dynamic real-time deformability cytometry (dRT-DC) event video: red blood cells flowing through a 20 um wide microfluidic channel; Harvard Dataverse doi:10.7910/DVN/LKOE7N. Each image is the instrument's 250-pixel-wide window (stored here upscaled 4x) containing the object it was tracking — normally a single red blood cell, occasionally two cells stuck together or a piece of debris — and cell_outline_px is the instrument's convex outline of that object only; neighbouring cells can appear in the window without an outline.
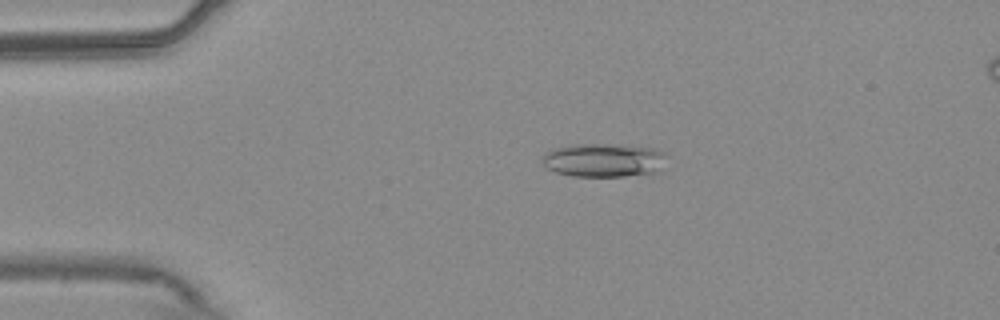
{"species": "common noctule bat (a hibernating species)", "species_latin": "Nyctalus noctula", "temperature_condition": "warm", "stored_images_in_passage": 55, "camera_frame_rate_fps": 3000, "um_per_image_px": 0.085, "animal": {"sex": "male", "body_mass_g": 20.4}, "frame": {"image": 1, "passage_image": 12, "time_ms": 3.667, "image_size_px": [1000, 320], "cell_outline_px": [[668, 156], [656, 172], [624, 176], [572, 176], [556, 172], [544, 168], [540, 160], [540, 156], [552, 148], [572, 144], [628, 144], [652, 148], [664, 152]], "centroid_in_image_um": [51.25, 13.59], "position_along_channel_um": 33.8, "area_um2": 24.85}}
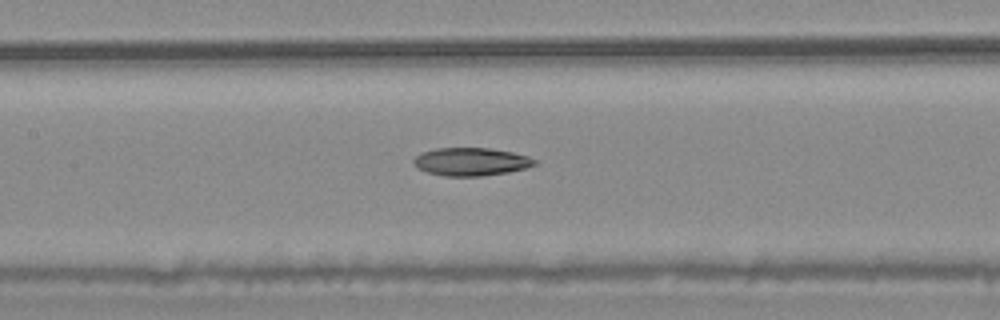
{"frame": {"image": 2, "passage_image": 26, "time_ms": 8.333, "image_size_px": [1000, 320], "cell_outline_px": [[536, 164], [524, 168], [508, 172], [480, 176], [444, 176], [428, 172], [416, 168], [412, 160], [420, 152], [436, 148], [488, 148], [512, 152], [528, 156], [536, 160]], "centroid_in_image_um": [39.99, 13.74], "position_along_channel_um": 167.4, "area_um2": 19.71}}
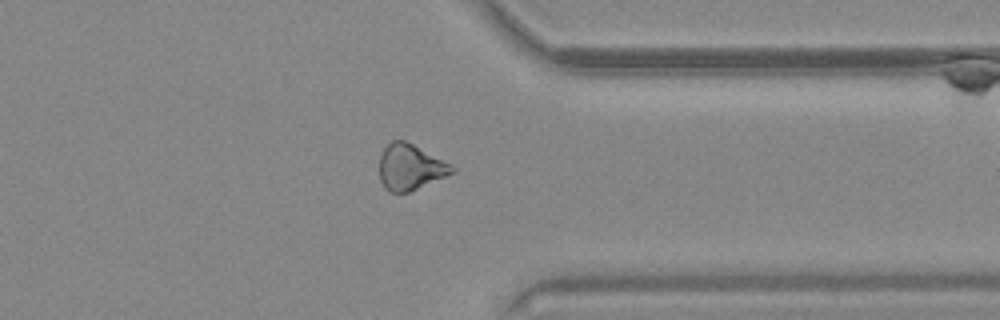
{"frame": {"image": 3, "passage_image": 43, "time_ms": 14.0, "image_size_px": [1000, 320], "cell_outline_px": [[456, 172], [408, 192], [388, 192], [384, 188], [380, 180], [380, 156], [384, 148], [392, 140], [404, 140], [452, 164], [456, 168]], "centroid_in_image_um": [34.88, 14.21], "position_along_channel_um": 376.5, "area_um2": 19.31}, "authors_computed_cell_mechanics": {"area_um2": 20.8658, "velocity_mm_per_s": 3.7696, "shape_relaxation_time_tau1_ms": null, "shape_relaxation_time_tau2_ms": 9.2182, "deformation_change_tau1": null, "deformation_change_tau2": 0.1934}}